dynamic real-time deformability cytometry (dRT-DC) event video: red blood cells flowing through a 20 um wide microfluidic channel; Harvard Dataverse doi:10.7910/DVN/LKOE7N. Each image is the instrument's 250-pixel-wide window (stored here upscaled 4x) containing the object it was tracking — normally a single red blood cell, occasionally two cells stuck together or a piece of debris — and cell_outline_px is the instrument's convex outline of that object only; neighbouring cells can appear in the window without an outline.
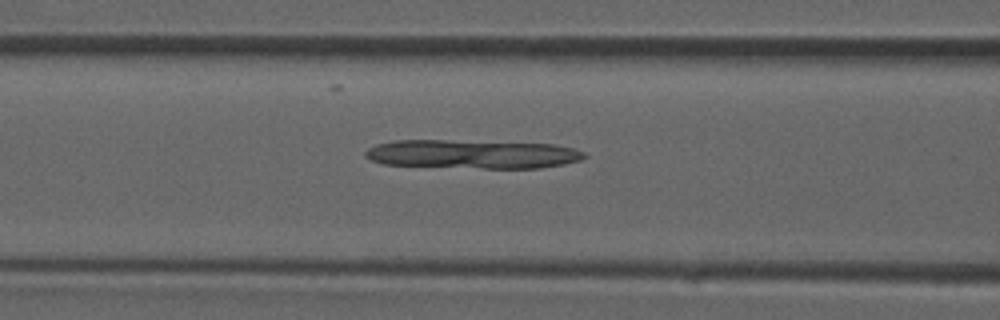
{"species": "common noctule bat (a hibernating species)", "species_latin": "Nyctalus noctula", "temperature_condition": "room temperature", "stored_images_in_passage": 40, "camera_frame_rate_fps": 3000, "um_per_image_px": 0.085, "animal": {"sex": "male", "forearm_length_mm": 52.5}, "frame": {"image": 1, "passage_image": 16, "time_ms": 5.0, "image_size_px": [1000, 320], "cell_outline_px": [[588, 156], [580, 160], [564, 164], [540, 168], [484, 168], [384, 164], [372, 160], [364, 156], [364, 152], [368, 148], [376, 144], [392, 140], [444, 140], [552, 144], [572, 148], [584, 152]], "centroid_in_image_um": [40.13, 13.1], "position_along_channel_um": 126.5, "area_um2": 36.59}}
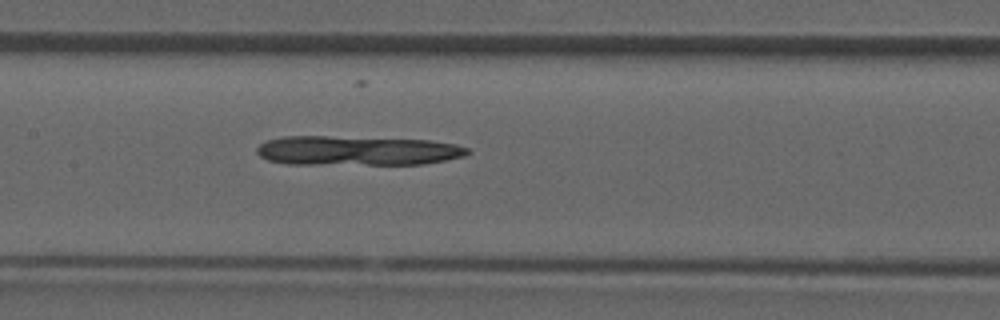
{"frame": {"image": 2, "passage_image": 19, "time_ms": 6.0, "image_size_px": [1000, 320], "cell_outline_px": [[472, 152], [464, 156], [424, 164], [288, 164], [268, 160], [260, 156], [256, 152], [256, 148], [260, 144], [268, 140], [280, 136], [328, 136], [428, 140], [456, 144], [468, 148]], "centroid_in_image_um": [30.34, 12.8], "position_along_channel_um": 177.1, "area_um2": 36.3}}
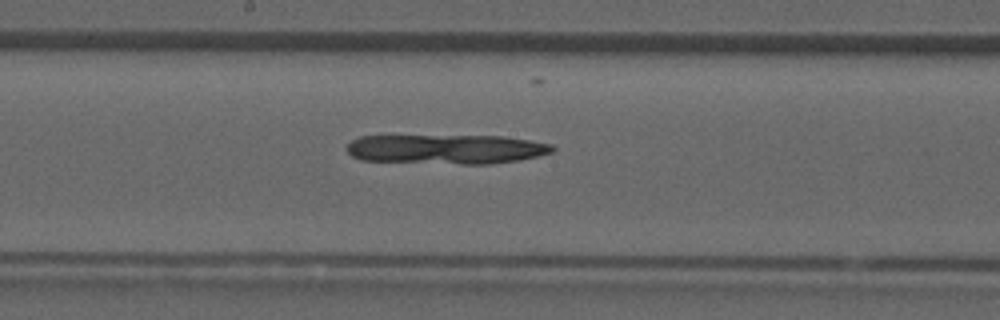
{"frame": {"image": 3, "passage_image": 21, "time_ms": 6.667, "image_size_px": [1000, 320], "cell_outline_px": [[556, 148], [552, 152], [520, 160], [488, 164], [460, 164], [360, 160], [352, 156], [344, 148], [352, 140], [360, 136], [500, 136], [528, 140], [552, 144]], "centroid_in_image_um": [37.91, 12.68], "position_along_channel_um": 210.3, "area_um2": 35.37}}